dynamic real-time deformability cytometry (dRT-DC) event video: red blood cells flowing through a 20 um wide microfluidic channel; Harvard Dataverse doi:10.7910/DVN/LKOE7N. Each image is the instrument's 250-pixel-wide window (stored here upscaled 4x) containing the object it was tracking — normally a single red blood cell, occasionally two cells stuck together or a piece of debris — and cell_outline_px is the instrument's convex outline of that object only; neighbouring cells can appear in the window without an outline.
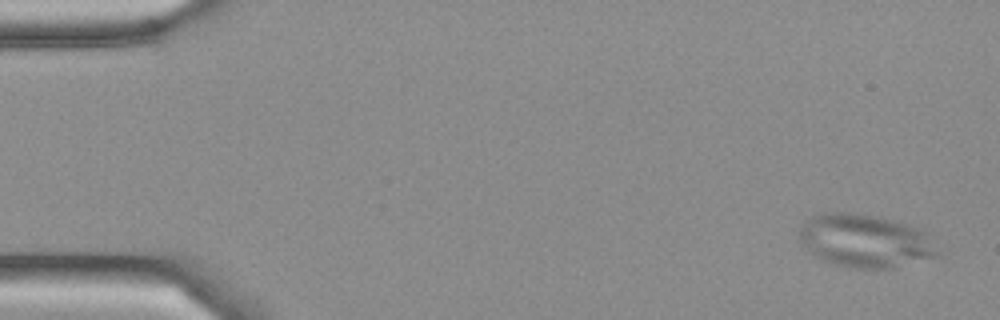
{"species": "Egyptian fruit bat (a non-hibernating species)", "species_latin": "Rousettus aegyptiacus", "temperature_condition": "cold", "stored_images_in_passage": 5, "camera_frame_rate_fps": 3000, "um_per_image_px": 0.085, "frame": {"image": 1, "passage_image": 1, "time_ms": 0.0, "image_size_px": [1000, 320], "cell_outline_px": [[940, 256], [892, 268], [848, 268], [832, 264], [820, 260], [800, 240], [800, 224], [812, 216], [824, 212], [848, 212], [888, 220], [904, 224], [916, 228], [924, 232], [940, 252]], "centroid_in_image_um": [73.51, 20.5], "position_along_channel_um": 11.5, "area_um2": 42.31}}